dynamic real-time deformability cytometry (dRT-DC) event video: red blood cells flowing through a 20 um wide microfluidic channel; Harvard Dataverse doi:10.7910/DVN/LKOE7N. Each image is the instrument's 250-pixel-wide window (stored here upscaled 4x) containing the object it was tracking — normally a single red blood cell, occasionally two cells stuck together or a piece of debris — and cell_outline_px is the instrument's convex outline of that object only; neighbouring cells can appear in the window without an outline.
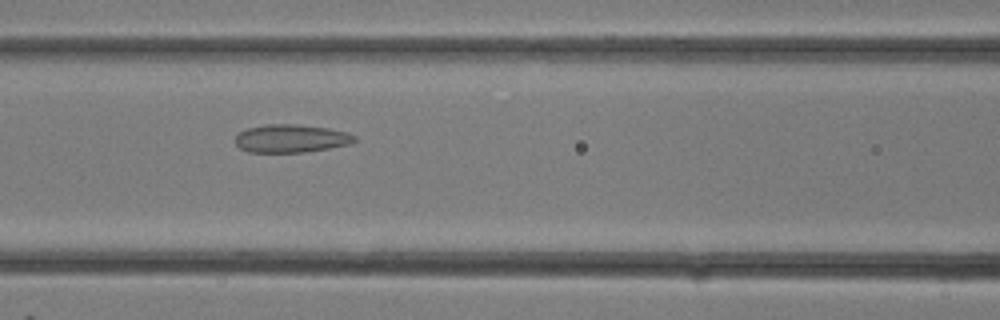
{"species": "common noctule bat (a hibernating species)", "species_latin": "Nyctalus noctula", "temperature_condition": "room temperature", "stored_images_in_passage": 23, "camera_frame_rate_fps": 3000, "um_per_image_px": 0.085, "animal": {"sex": "female"}, "frame": {"image": 1, "passage_image": 7, "time_ms": 2.0, "image_size_px": [1000, 320], "cell_outline_px": [[356, 140], [352, 144], [304, 152], [248, 152], [240, 148], [236, 144], [236, 136], [240, 132], [248, 128], [264, 124], [296, 124], [328, 128], [348, 132], [356, 136]], "centroid_in_image_um": [24.76, 11.77], "position_along_channel_um": 141.8, "area_um2": 19.54}}
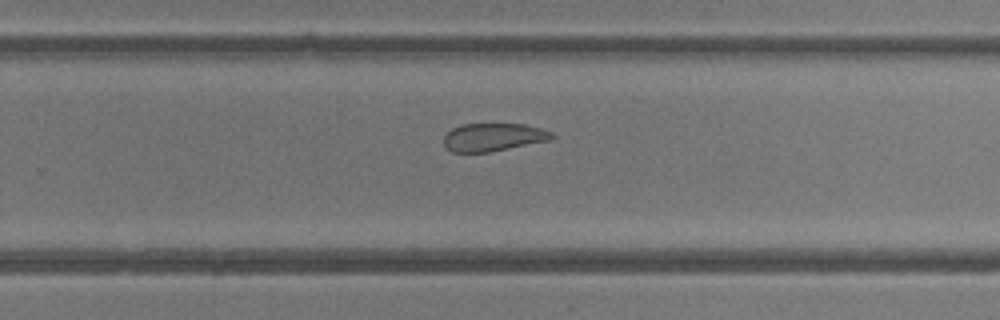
{"frame": {"image": 2, "passage_image": 13, "time_ms": 4.0, "image_size_px": [1000, 320], "cell_outline_px": [[556, 136], [552, 140], [488, 152], [452, 152], [444, 148], [444, 136], [452, 128], [464, 124], [524, 124], [540, 128], [552, 132]], "centroid_in_image_um": [41.94, 11.66], "position_along_channel_um": 287.9, "area_um2": 17.69}}
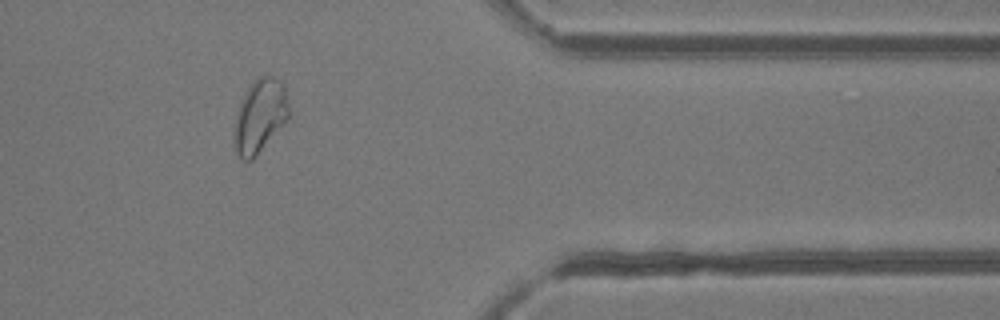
{"frame": {"image": 3, "passage_image": 18, "time_ms": 5.667, "image_size_px": [1000, 320], "cell_outline_px": [[292, 112], [288, 120], [256, 156], [252, 160], [244, 160], [236, 152], [232, 140], [236, 116], [240, 100], [244, 92], [256, 76], [272, 76], [280, 80], [284, 84]], "centroid_in_image_um": [22.11, 9.83], "position_along_channel_um": 389.3, "area_um2": 24.1}}